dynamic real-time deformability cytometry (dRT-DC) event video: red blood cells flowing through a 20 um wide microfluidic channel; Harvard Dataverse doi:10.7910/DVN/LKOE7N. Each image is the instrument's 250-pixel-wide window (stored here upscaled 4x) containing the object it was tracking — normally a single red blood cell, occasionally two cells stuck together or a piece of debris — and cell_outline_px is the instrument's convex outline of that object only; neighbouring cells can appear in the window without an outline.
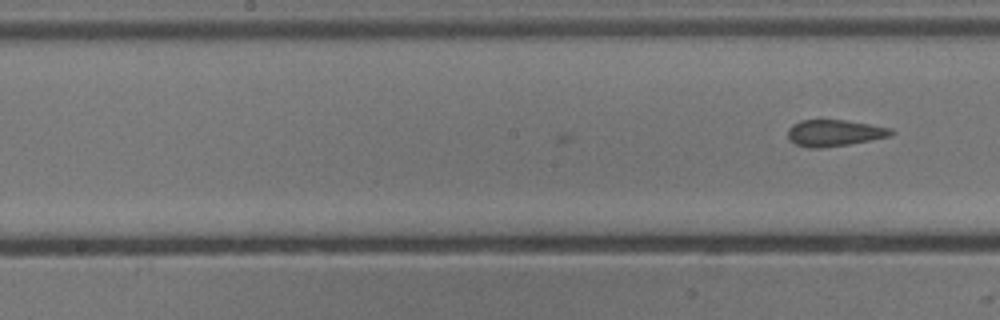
{"species": "common noctule bat (a hibernating species)", "species_latin": "Nyctalus noctula", "temperature_condition": "cold", "stored_images_in_passage": 13, "camera_frame_rate_fps": 3000, "um_per_image_px": 0.085, "animal": {"sex": "male", "body_mass_g": 13.3}, "frame": {"image": 1, "passage_image": 13, "time_ms": 4.0, "image_size_px": [1000, 320], "cell_outline_px": [[896, 132], [892, 136], [848, 144], [824, 148], [808, 148], [796, 144], [788, 136], [788, 128], [792, 124], [800, 120], [844, 120], [892, 128]], "centroid_in_image_um": [70.94, 11.3], "position_along_channel_um": 177.3, "area_um2": 15.95}}